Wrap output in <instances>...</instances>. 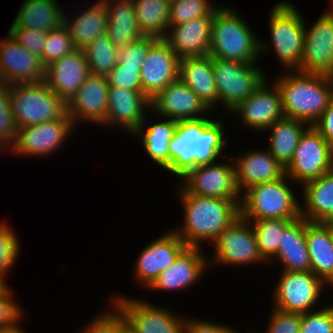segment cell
I'll return each mask as SVG.
<instances>
[{
	"mask_svg": "<svg viewBox=\"0 0 333 333\" xmlns=\"http://www.w3.org/2000/svg\"><path fill=\"white\" fill-rule=\"evenodd\" d=\"M272 309L268 317L265 333H300L302 314Z\"/></svg>",
	"mask_w": 333,
	"mask_h": 333,
	"instance_id": "cell-47",
	"label": "cell"
},
{
	"mask_svg": "<svg viewBox=\"0 0 333 333\" xmlns=\"http://www.w3.org/2000/svg\"><path fill=\"white\" fill-rule=\"evenodd\" d=\"M223 127L221 120L208 116L178 121L169 142L168 173L181 178L190 169L220 159L228 140Z\"/></svg>",
	"mask_w": 333,
	"mask_h": 333,
	"instance_id": "cell-1",
	"label": "cell"
},
{
	"mask_svg": "<svg viewBox=\"0 0 333 333\" xmlns=\"http://www.w3.org/2000/svg\"><path fill=\"white\" fill-rule=\"evenodd\" d=\"M58 0H24L10 27L49 32L64 24V12Z\"/></svg>",
	"mask_w": 333,
	"mask_h": 333,
	"instance_id": "cell-33",
	"label": "cell"
},
{
	"mask_svg": "<svg viewBox=\"0 0 333 333\" xmlns=\"http://www.w3.org/2000/svg\"><path fill=\"white\" fill-rule=\"evenodd\" d=\"M169 4L175 2V1H178V0H166Z\"/></svg>",
	"mask_w": 333,
	"mask_h": 333,
	"instance_id": "cell-58",
	"label": "cell"
},
{
	"mask_svg": "<svg viewBox=\"0 0 333 333\" xmlns=\"http://www.w3.org/2000/svg\"><path fill=\"white\" fill-rule=\"evenodd\" d=\"M75 47L68 28L63 24L58 29L47 32V39L44 47L43 58L44 66L47 67L56 60L73 53Z\"/></svg>",
	"mask_w": 333,
	"mask_h": 333,
	"instance_id": "cell-41",
	"label": "cell"
},
{
	"mask_svg": "<svg viewBox=\"0 0 333 333\" xmlns=\"http://www.w3.org/2000/svg\"><path fill=\"white\" fill-rule=\"evenodd\" d=\"M209 0H178L170 4L169 27L201 17H213L218 8Z\"/></svg>",
	"mask_w": 333,
	"mask_h": 333,
	"instance_id": "cell-39",
	"label": "cell"
},
{
	"mask_svg": "<svg viewBox=\"0 0 333 333\" xmlns=\"http://www.w3.org/2000/svg\"><path fill=\"white\" fill-rule=\"evenodd\" d=\"M333 170V147L313 127L309 126L295 149L285 174L302 186Z\"/></svg>",
	"mask_w": 333,
	"mask_h": 333,
	"instance_id": "cell-10",
	"label": "cell"
},
{
	"mask_svg": "<svg viewBox=\"0 0 333 333\" xmlns=\"http://www.w3.org/2000/svg\"><path fill=\"white\" fill-rule=\"evenodd\" d=\"M91 75L83 50H75L46 67L45 82L66 103Z\"/></svg>",
	"mask_w": 333,
	"mask_h": 333,
	"instance_id": "cell-25",
	"label": "cell"
},
{
	"mask_svg": "<svg viewBox=\"0 0 333 333\" xmlns=\"http://www.w3.org/2000/svg\"><path fill=\"white\" fill-rule=\"evenodd\" d=\"M8 149L10 150V148L3 141L0 140V152L2 153V151L5 152L6 150L8 151Z\"/></svg>",
	"mask_w": 333,
	"mask_h": 333,
	"instance_id": "cell-55",
	"label": "cell"
},
{
	"mask_svg": "<svg viewBox=\"0 0 333 333\" xmlns=\"http://www.w3.org/2000/svg\"><path fill=\"white\" fill-rule=\"evenodd\" d=\"M83 51L91 74L108 76L118 63L119 48L111 43L107 33L97 37Z\"/></svg>",
	"mask_w": 333,
	"mask_h": 333,
	"instance_id": "cell-38",
	"label": "cell"
},
{
	"mask_svg": "<svg viewBox=\"0 0 333 333\" xmlns=\"http://www.w3.org/2000/svg\"><path fill=\"white\" fill-rule=\"evenodd\" d=\"M179 79L197 94L210 111H215L219 98L210 55L181 58Z\"/></svg>",
	"mask_w": 333,
	"mask_h": 333,
	"instance_id": "cell-27",
	"label": "cell"
},
{
	"mask_svg": "<svg viewBox=\"0 0 333 333\" xmlns=\"http://www.w3.org/2000/svg\"><path fill=\"white\" fill-rule=\"evenodd\" d=\"M309 125L303 121L283 117L271 124L267 150L285 169L293 159L300 137Z\"/></svg>",
	"mask_w": 333,
	"mask_h": 333,
	"instance_id": "cell-34",
	"label": "cell"
},
{
	"mask_svg": "<svg viewBox=\"0 0 333 333\" xmlns=\"http://www.w3.org/2000/svg\"><path fill=\"white\" fill-rule=\"evenodd\" d=\"M146 110L150 112L151 102L142 91L109 86L107 115L103 127H121L132 135L147 119Z\"/></svg>",
	"mask_w": 333,
	"mask_h": 333,
	"instance_id": "cell-22",
	"label": "cell"
},
{
	"mask_svg": "<svg viewBox=\"0 0 333 333\" xmlns=\"http://www.w3.org/2000/svg\"><path fill=\"white\" fill-rule=\"evenodd\" d=\"M200 247H186L174 263L162 271L147 288L154 291L187 290L197 284L206 269H209L207 256Z\"/></svg>",
	"mask_w": 333,
	"mask_h": 333,
	"instance_id": "cell-23",
	"label": "cell"
},
{
	"mask_svg": "<svg viewBox=\"0 0 333 333\" xmlns=\"http://www.w3.org/2000/svg\"><path fill=\"white\" fill-rule=\"evenodd\" d=\"M273 83L281 95L284 117L313 126L333 99V77L283 71Z\"/></svg>",
	"mask_w": 333,
	"mask_h": 333,
	"instance_id": "cell-3",
	"label": "cell"
},
{
	"mask_svg": "<svg viewBox=\"0 0 333 333\" xmlns=\"http://www.w3.org/2000/svg\"><path fill=\"white\" fill-rule=\"evenodd\" d=\"M15 230L5 220L0 222V278L6 282L5 277L11 272L20 254V245Z\"/></svg>",
	"mask_w": 333,
	"mask_h": 333,
	"instance_id": "cell-40",
	"label": "cell"
},
{
	"mask_svg": "<svg viewBox=\"0 0 333 333\" xmlns=\"http://www.w3.org/2000/svg\"><path fill=\"white\" fill-rule=\"evenodd\" d=\"M219 104L230 112L241 101L253 94L267 79L257 63L246 64L238 61L211 57Z\"/></svg>",
	"mask_w": 333,
	"mask_h": 333,
	"instance_id": "cell-8",
	"label": "cell"
},
{
	"mask_svg": "<svg viewBox=\"0 0 333 333\" xmlns=\"http://www.w3.org/2000/svg\"><path fill=\"white\" fill-rule=\"evenodd\" d=\"M133 3L141 33L164 39L169 29L170 4L166 0H133Z\"/></svg>",
	"mask_w": 333,
	"mask_h": 333,
	"instance_id": "cell-36",
	"label": "cell"
},
{
	"mask_svg": "<svg viewBox=\"0 0 333 333\" xmlns=\"http://www.w3.org/2000/svg\"><path fill=\"white\" fill-rule=\"evenodd\" d=\"M306 219L299 217L294 220L282 234L276 256L268 263L279 261L282 271L306 272L311 271L309 251L306 244Z\"/></svg>",
	"mask_w": 333,
	"mask_h": 333,
	"instance_id": "cell-28",
	"label": "cell"
},
{
	"mask_svg": "<svg viewBox=\"0 0 333 333\" xmlns=\"http://www.w3.org/2000/svg\"><path fill=\"white\" fill-rule=\"evenodd\" d=\"M213 17H201L168 29L164 40L181 59L208 56Z\"/></svg>",
	"mask_w": 333,
	"mask_h": 333,
	"instance_id": "cell-26",
	"label": "cell"
},
{
	"mask_svg": "<svg viewBox=\"0 0 333 333\" xmlns=\"http://www.w3.org/2000/svg\"><path fill=\"white\" fill-rule=\"evenodd\" d=\"M75 15V18L67 17L64 13V25L68 28L70 37L75 47L83 50L97 37L107 33L108 17L107 8L103 0H97Z\"/></svg>",
	"mask_w": 333,
	"mask_h": 333,
	"instance_id": "cell-30",
	"label": "cell"
},
{
	"mask_svg": "<svg viewBox=\"0 0 333 333\" xmlns=\"http://www.w3.org/2000/svg\"><path fill=\"white\" fill-rule=\"evenodd\" d=\"M0 67L5 85L39 83L46 78L42 60L18 44L8 32L0 41Z\"/></svg>",
	"mask_w": 333,
	"mask_h": 333,
	"instance_id": "cell-19",
	"label": "cell"
},
{
	"mask_svg": "<svg viewBox=\"0 0 333 333\" xmlns=\"http://www.w3.org/2000/svg\"><path fill=\"white\" fill-rule=\"evenodd\" d=\"M180 179L183 181L180 186L188 194L241 200V193L236 184L234 162L226 164L217 160L214 163L200 165L190 169Z\"/></svg>",
	"mask_w": 333,
	"mask_h": 333,
	"instance_id": "cell-14",
	"label": "cell"
},
{
	"mask_svg": "<svg viewBox=\"0 0 333 333\" xmlns=\"http://www.w3.org/2000/svg\"><path fill=\"white\" fill-rule=\"evenodd\" d=\"M7 285V282L0 278V291Z\"/></svg>",
	"mask_w": 333,
	"mask_h": 333,
	"instance_id": "cell-56",
	"label": "cell"
},
{
	"mask_svg": "<svg viewBox=\"0 0 333 333\" xmlns=\"http://www.w3.org/2000/svg\"><path fill=\"white\" fill-rule=\"evenodd\" d=\"M180 58L164 39L150 47L140 69L142 92L151 100L170 83L179 79Z\"/></svg>",
	"mask_w": 333,
	"mask_h": 333,
	"instance_id": "cell-18",
	"label": "cell"
},
{
	"mask_svg": "<svg viewBox=\"0 0 333 333\" xmlns=\"http://www.w3.org/2000/svg\"><path fill=\"white\" fill-rule=\"evenodd\" d=\"M177 189L184 218L182 226L172 230L188 247L202 248L203 243L211 245L221 232L240 217L241 200L188 194L181 186Z\"/></svg>",
	"mask_w": 333,
	"mask_h": 333,
	"instance_id": "cell-2",
	"label": "cell"
},
{
	"mask_svg": "<svg viewBox=\"0 0 333 333\" xmlns=\"http://www.w3.org/2000/svg\"><path fill=\"white\" fill-rule=\"evenodd\" d=\"M292 180L281 178L251 186L241 194L240 217L246 221L260 219H298L301 204L291 188Z\"/></svg>",
	"mask_w": 333,
	"mask_h": 333,
	"instance_id": "cell-6",
	"label": "cell"
},
{
	"mask_svg": "<svg viewBox=\"0 0 333 333\" xmlns=\"http://www.w3.org/2000/svg\"><path fill=\"white\" fill-rule=\"evenodd\" d=\"M305 236L311 272L332 288L333 242L329 228L324 223H312L306 220Z\"/></svg>",
	"mask_w": 333,
	"mask_h": 333,
	"instance_id": "cell-31",
	"label": "cell"
},
{
	"mask_svg": "<svg viewBox=\"0 0 333 333\" xmlns=\"http://www.w3.org/2000/svg\"><path fill=\"white\" fill-rule=\"evenodd\" d=\"M109 83L107 76L91 74L68 100L67 114L74 124L89 122L105 123L108 106Z\"/></svg>",
	"mask_w": 333,
	"mask_h": 333,
	"instance_id": "cell-20",
	"label": "cell"
},
{
	"mask_svg": "<svg viewBox=\"0 0 333 333\" xmlns=\"http://www.w3.org/2000/svg\"><path fill=\"white\" fill-rule=\"evenodd\" d=\"M197 319L186 317L183 333H239L235 328H231L232 326L230 325L215 323L213 320Z\"/></svg>",
	"mask_w": 333,
	"mask_h": 333,
	"instance_id": "cell-50",
	"label": "cell"
},
{
	"mask_svg": "<svg viewBox=\"0 0 333 333\" xmlns=\"http://www.w3.org/2000/svg\"><path fill=\"white\" fill-rule=\"evenodd\" d=\"M107 79L109 86L142 91L140 69L137 67H122L117 63Z\"/></svg>",
	"mask_w": 333,
	"mask_h": 333,
	"instance_id": "cell-48",
	"label": "cell"
},
{
	"mask_svg": "<svg viewBox=\"0 0 333 333\" xmlns=\"http://www.w3.org/2000/svg\"><path fill=\"white\" fill-rule=\"evenodd\" d=\"M144 122L132 134L136 138H141L144 150L152 162L161 166L166 171L169 170V142L173 137L178 121L164 118L162 121ZM149 123V124H148Z\"/></svg>",
	"mask_w": 333,
	"mask_h": 333,
	"instance_id": "cell-35",
	"label": "cell"
},
{
	"mask_svg": "<svg viewBox=\"0 0 333 333\" xmlns=\"http://www.w3.org/2000/svg\"><path fill=\"white\" fill-rule=\"evenodd\" d=\"M313 127L333 147V99Z\"/></svg>",
	"mask_w": 333,
	"mask_h": 333,
	"instance_id": "cell-51",
	"label": "cell"
},
{
	"mask_svg": "<svg viewBox=\"0 0 333 333\" xmlns=\"http://www.w3.org/2000/svg\"><path fill=\"white\" fill-rule=\"evenodd\" d=\"M156 40L157 38L154 37L143 36L141 39L119 48L118 63L122 67H137V69H141L149 47Z\"/></svg>",
	"mask_w": 333,
	"mask_h": 333,
	"instance_id": "cell-44",
	"label": "cell"
},
{
	"mask_svg": "<svg viewBox=\"0 0 333 333\" xmlns=\"http://www.w3.org/2000/svg\"><path fill=\"white\" fill-rule=\"evenodd\" d=\"M331 7L323 11L310 28L305 23L300 72L333 77V0Z\"/></svg>",
	"mask_w": 333,
	"mask_h": 333,
	"instance_id": "cell-15",
	"label": "cell"
},
{
	"mask_svg": "<svg viewBox=\"0 0 333 333\" xmlns=\"http://www.w3.org/2000/svg\"><path fill=\"white\" fill-rule=\"evenodd\" d=\"M269 14L271 39L269 43L260 39V56L273 49L284 71H300V61L304 52L303 16L298 8L288 1L276 3Z\"/></svg>",
	"mask_w": 333,
	"mask_h": 333,
	"instance_id": "cell-5",
	"label": "cell"
},
{
	"mask_svg": "<svg viewBox=\"0 0 333 333\" xmlns=\"http://www.w3.org/2000/svg\"><path fill=\"white\" fill-rule=\"evenodd\" d=\"M8 33L34 56L43 58L47 32L24 27H9Z\"/></svg>",
	"mask_w": 333,
	"mask_h": 333,
	"instance_id": "cell-45",
	"label": "cell"
},
{
	"mask_svg": "<svg viewBox=\"0 0 333 333\" xmlns=\"http://www.w3.org/2000/svg\"><path fill=\"white\" fill-rule=\"evenodd\" d=\"M301 189V217L312 223L333 221V170L306 182Z\"/></svg>",
	"mask_w": 333,
	"mask_h": 333,
	"instance_id": "cell-29",
	"label": "cell"
},
{
	"mask_svg": "<svg viewBox=\"0 0 333 333\" xmlns=\"http://www.w3.org/2000/svg\"><path fill=\"white\" fill-rule=\"evenodd\" d=\"M17 137L13 121L8 85H0V140L11 148Z\"/></svg>",
	"mask_w": 333,
	"mask_h": 333,
	"instance_id": "cell-46",
	"label": "cell"
},
{
	"mask_svg": "<svg viewBox=\"0 0 333 333\" xmlns=\"http://www.w3.org/2000/svg\"><path fill=\"white\" fill-rule=\"evenodd\" d=\"M0 333H26L24 328L22 329V327H17L16 329L13 330H3L0 331Z\"/></svg>",
	"mask_w": 333,
	"mask_h": 333,
	"instance_id": "cell-53",
	"label": "cell"
},
{
	"mask_svg": "<svg viewBox=\"0 0 333 333\" xmlns=\"http://www.w3.org/2000/svg\"><path fill=\"white\" fill-rule=\"evenodd\" d=\"M330 230V235L332 238V242H333V221H328L324 223Z\"/></svg>",
	"mask_w": 333,
	"mask_h": 333,
	"instance_id": "cell-54",
	"label": "cell"
},
{
	"mask_svg": "<svg viewBox=\"0 0 333 333\" xmlns=\"http://www.w3.org/2000/svg\"><path fill=\"white\" fill-rule=\"evenodd\" d=\"M229 113L239 117L245 128L265 134L271 124L284 117L280 91L274 83L269 86L266 79L253 94Z\"/></svg>",
	"mask_w": 333,
	"mask_h": 333,
	"instance_id": "cell-16",
	"label": "cell"
},
{
	"mask_svg": "<svg viewBox=\"0 0 333 333\" xmlns=\"http://www.w3.org/2000/svg\"><path fill=\"white\" fill-rule=\"evenodd\" d=\"M296 219H260L249 221L256 234L258 249L267 264L276 256L284 230Z\"/></svg>",
	"mask_w": 333,
	"mask_h": 333,
	"instance_id": "cell-37",
	"label": "cell"
},
{
	"mask_svg": "<svg viewBox=\"0 0 333 333\" xmlns=\"http://www.w3.org/2000/svg\"><path fill=\"white\" fill-rule=\"evenodd\" d=\"M186 247L184 241L172 229L162 233L145 248L143 247L135 260L134 276L137 282L148 288L162 271L174 263Z\"/></svg>",
	"mask_w": 333,
	"mask_h": 333,
	"instance_id": "cell-17",
	"label": "cell"
},
{
	"mask_svg": "<svg viewBox=\"0 0 333 333\" xmlns=\"http://www.w3.org/2000/svg\"><path fill=\"white\" fill-rule=\"evenodd\" d=\"M74 128L67 113L57 120L19 128L15 143L8 152L24 157L52 156L65 144Z\"/></svg>",
	"mask_w": 333,
	"mask_h": 333,
	"instance_id": "cell-13",
	"label": "cell"
},
{
	"mask_svg": "<svg viewBox=\"0 0 333 333\" xmlns=\"http://www.w3.org/2000/svg\"><path fill=\"white\" fill-rule=\"evenodd\" d=\"M118 333H139L118 311Z\"/></svg>",
	"mask_w": 333,
	"mask_h": 333,
	"instance_id": "cell-52",
	"label": "cell"
},
{
	"mask_svg": "<svg viewBox=\"0 0 333 333\" xmlns=\"http://www.w3.org/2000/svg\"><path fill=\"white\" fill-rule=\"evenodd\" d=\"M109 306L112 309L95 315L78 333H118V310Z\"/></svg>",
	"mask_w": 333,
	"mask_h": 333,
	"instance_id": "cell-49",
	"label": "cell"
},
{
	"mask_svg": "<svg viewBox=\"0 0 333 333\" xmlns=\"http://www.w3.org/2000/svg\"><path fill=\"white\" fill-rule=\"evenodd\" d=\"M224 155L234 162L236 184L241 194L253 185L277 180L285 174V169L267 149L241 152L238 157Z\"/></svg>",
	"mask_w": 333,
	"mask_h": 333,
	"instance_id": "cell-24",
	"label": "cell"
},
{
	"mask_svg": "<svg viewBox=\"0 0 333 333\" xmlns=\"http://www.w3.org/2000/svg\"><path fill=\"white\" fill-rule=\"evenodd\" d=\"M150 102V111L156 112L159 118L167 117L176 121L194 120L204 118V114L211 113L197 94L180 79L170 83Z\"/></svg>",
	"mask_w": 333,
	"mask_h": 333,
	"instance_id": "cell-21",
	"label": "cell"
},
{
	"mask_svg": "<svg viewBox=\"0 0 333 333\" xmlns=\"http://www.w3.org/2000/svg\"><path fill=\"white\" fill-rule=\"evenodd\" d=\"M16 129L62 118L67 104L45 81L8 85Z\"/></svg>",
	"mask_w": 333,
	"mask_h": 333,
	"instance_id": "cell-7",
	"label": "cell"
},
{
	"mask_svg": "<svg viewBox=\"0 0 333 333\" xmlns=\"http://www.w3.org/2000/svg\"><path fill=\"white\" fill-rule=\"evenodd\" d=\"M273 290L272 308L287 313H307L317 308L327 284L311 271H281ZM312 309V310H311Z\"/></svg>",
	"mask_w": 333,
	"mask_h": 333,
	"instance_id": "cell-9",
	"label": "cell"
},
{
	"mask_svg": "<svg viewBox=\"0 0 333 333\" xmlns=\"http://www.w3.org/2000/svg\"><path fill=\"white\" fill-rule=\"evenodd\" d=\"M319 308L302 314L300 333H333V304Z\"/></svg>",
	"mask_w": 333,
	"mask_h": 333,
	"instance_id": "cell-43",
	"label": "cell"
},
{
	"mask_svg": "<svg viewBox=\"0 0 333 333\" xmlns=\"http://www.w3.org/2000/svg\"><path fill=\"white\" fill-rule=\"evenodd\" d=\"M211 246L214 250L213 262L209 260L208 265L246 267L249 264L267 263L259 252L251 223L241 217L221 232Z\"/></svg>",
	"mask_w": 333,
	"mask_h": 333,
	"instance_id": "cell-11",
	"label": "cell"
},
{
	"mask_svg": "<svg viewBox=\"0 0 333 333\" xmlns=\"http://www.w3.org/2000/svg\"><path fill=\"white\" fill-rule=\"evenodd\" d=\"M5 82H4V79H3V74H2V71H1V67H0V85H4Z\"/></svg>",
	"mask_w": 333,
	"mask_h": 333,
	"instance_id": "cell-57",
	"label": "cell"
},
{
	"mask_svg": "<svg viewBox=\"0 0 333 333\" xmlns=\"http://www.w3.org/2000/svg\"><path fill=\"white\" fill-rule=\"evenodd\" d=\"M13 297L14 291L7 284L0 291V331L13 330L21 326L20 322L25 312L20 303L16 302V297Z\"/></svg>",
	"mask_w": 333,
	"mask_h": 333,
	"instance_id": "cell-42",
	"label": "cell"
},
{
	"mask_svg": "<svg viewBox=\"0 0 333 333\" xmlns=\"http://www.w3.org/2000/svg\"><path fill=\"white\" fill-rule=\"evenodd\" d=\"M109 303L139 333H183L184 322L187 316L175 315L167 308L153 305L147 300L114 295Z\"/></svg>",
	"mask_w": 333,
	"mask_h": 333,
	"instance_id": "cell-12",
	"label": "cell"
},
{
	"mask_svg": "<svg viewBox=\"0 0 333 333\" xmlns=\"http://www.w3.org/2000/svg\"><path fill=\"white\" fill-rule=\"evenodd\" d=\"M238 13L233 7L225 5L214 11L209 55L246 64L258 63L261 57L260 38Z\"/></svg>",
	"mask_w": 333,
	"mask_h": 333,
	"instance_id": "cell-4",
	"label": "cell"
},
{
	"mask_svg": "<svg viewBox=\"0 0 333 333\" xmlns=\"http://www.w3.org/2000/svg\"><path fill=\"white\" fill-rule=\"evenodd\" d=\"M103 1L107 8V34L115 47H124L144 36L137 24L133 0Z\"/></svg>",
	"mask_w": 333,
	"mask_h": 333,
	"instance_id": "cell-32",
	"label": "cell"
}]
</instances>
